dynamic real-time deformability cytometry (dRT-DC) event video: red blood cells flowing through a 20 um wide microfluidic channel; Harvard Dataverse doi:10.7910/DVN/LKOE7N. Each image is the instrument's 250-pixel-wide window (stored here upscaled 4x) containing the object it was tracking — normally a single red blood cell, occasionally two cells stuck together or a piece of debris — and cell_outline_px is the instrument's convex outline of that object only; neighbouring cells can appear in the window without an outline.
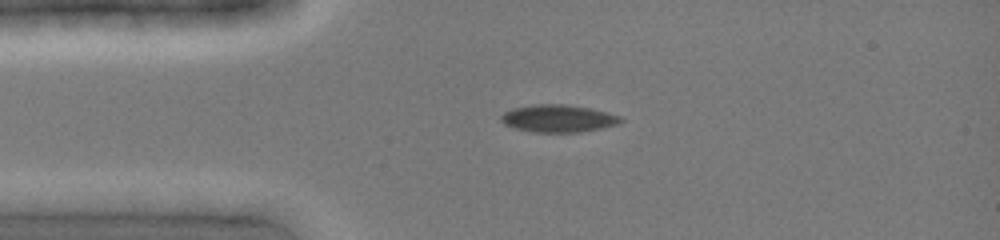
{"species": "common noctule bat (a hibernating species)", "species_latin": "Nyctalus noctula", "temperature_condition": "cold", "stored_images_in_passage": 10, "camera_frame_rate_fps": 3000, "um_per_image_px": 0.085, "animal": {"sex": "female", "body_mass_g": 19.0, "forearm_length_mm": 51.5}, "frame": {"image": 1, "passage_image": 1, "time_ms": 0.0, "image_size_px": [1000, 240], "cell_outline_px": [[624, 120], [620, 124], [580, 132], [532, 132], [512, 128], [504, 124], [500, 120], [500, 116], [504, 112], [512, 108], [532, 104], [568, 104], [608, 112], [620, 116]], "centroid_in_image_um": [47.42, 10.07], "position_along_channel_um": 37.6, "area_um2": 19.36}}
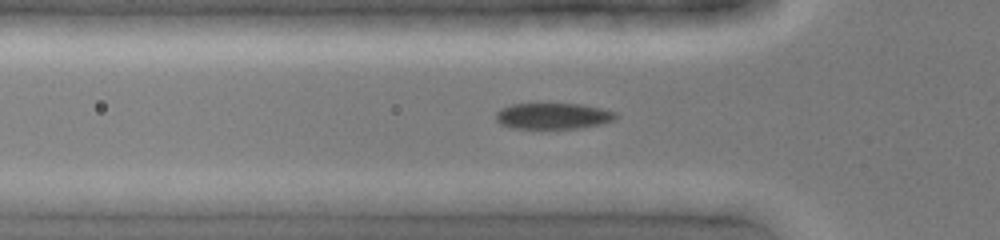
{"frame": {"image": 2, "passage_image": 5, "time_ms": 1.333, "image_size_px": [1000, 240], "cell_outline_px": [[620, 116], [612, 120], [600, 124], [576, 128], [512, 128], [500, 124], [496, 120], [496, 112], [500, 108], [512, 104], [584, 104], [616, 112]], "centroid_in_image_um": [47.0, 9.85], "position_along_channel_um": 78.8, "area_um2": 18.15}}